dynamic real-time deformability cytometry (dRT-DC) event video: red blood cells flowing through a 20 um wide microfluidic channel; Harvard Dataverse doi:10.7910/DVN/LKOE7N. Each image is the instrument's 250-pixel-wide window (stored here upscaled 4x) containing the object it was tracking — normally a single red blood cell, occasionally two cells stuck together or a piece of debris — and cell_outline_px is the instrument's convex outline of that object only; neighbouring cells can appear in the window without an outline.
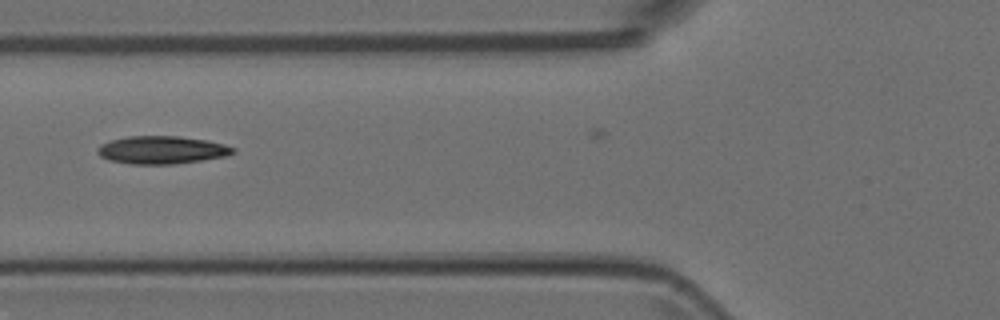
{"species": "Egyptian fruit bat (a non-hibernating species)", "species_latin": "Rousettus aegyptiacus", "temperature_condition": "room temperature", "stored_images_in_passage": 6, "camera_frame_rate_fps": 3000, "um_per_image_px": 0.085, "animal": {"sex": "female"}, "frame": {"image": 1, "passage_image": 3, "time_ms": 0.667, "image_size_px": [1000, 320], "cell_outline_px": [[236, 152], [228, 156], [176, 164], [132, 164], [108, 160], [100, 156], [96, 152], [96, 148], [100, 144], [112, 140], [128, 136], [180, 136], [208, 140], [224, 144], [236, 148]], "centroid_in_image_um": [13.77, 12.74], "position_along_channel_um": 112.0, "area_um2": 22.25}}
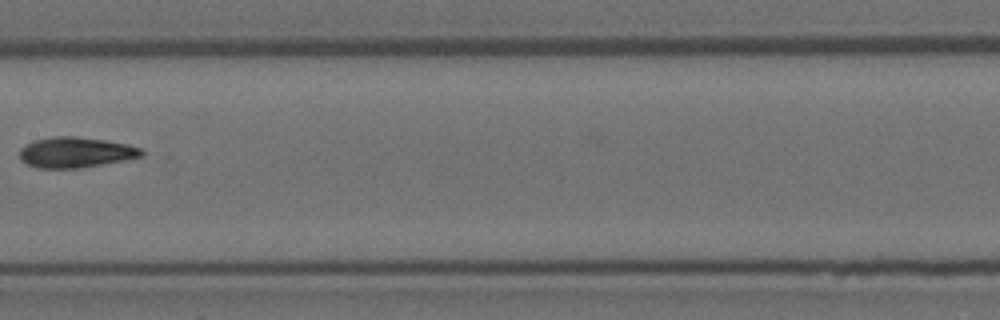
{"frame": {"image": 2, "passage_image": 5, "time_ms": 1.333, "image_size_px": [1000, 320], "cell_outline_px": [[144, 156], [124, 160], [80, 168], [36, 168], [24, 164], [20, 160], [20, 148], [24, 144], [36, 140], [52, 136], [76, 136], [104, 140], [128, 144], [140, 148], [144, 152]], "centroid_in_image_um": [6.39, 12.95], "position_along_channel_um": 201.0, "area_um2": 21.85}}
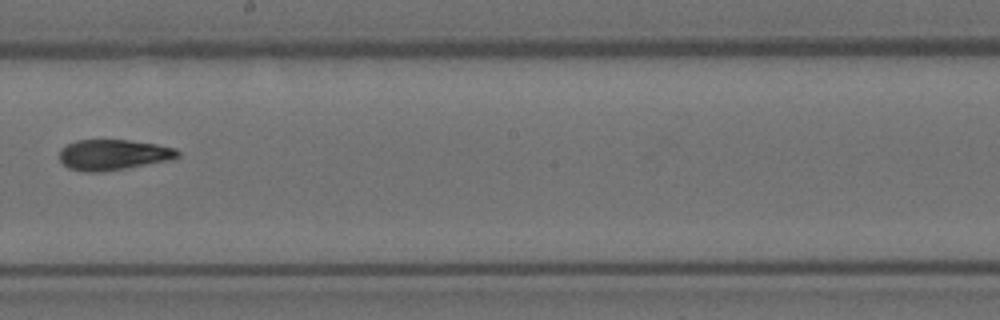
{"frame": {"image": 3, "passage_image": 6, "time_ms": 1.667, "image_size_px": [1000, 320], "cell_outline_px": [[180, 156], [172, 160], [100, 172], [84, 172], [68, 168], [60, 160], [60, 148], [76, 140], [128, 140], [156, 144], [176, 148], [180, 152]], "centroid_in_image_um": [9.64, 13.15], "position_along_channel_um": 238.6, "area_um2": 21.1}}